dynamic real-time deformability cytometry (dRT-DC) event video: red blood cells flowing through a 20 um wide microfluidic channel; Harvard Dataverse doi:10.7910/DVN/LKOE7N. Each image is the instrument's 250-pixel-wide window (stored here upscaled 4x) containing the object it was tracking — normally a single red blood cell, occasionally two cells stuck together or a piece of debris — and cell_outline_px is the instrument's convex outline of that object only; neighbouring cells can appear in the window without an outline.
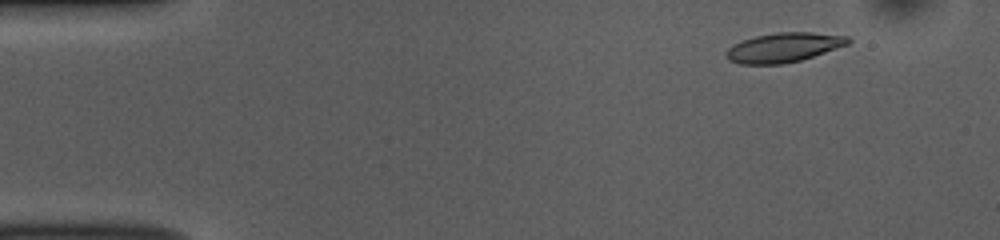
{"species": "common noctule bat (a hibernating species)", "species_latin": "Nyctalus noctula", "temperature_condition": "room temperature", "stored_images_in_passage": 51, "camera_frame_rate_fps": 3000, "um_per_image_px": 0.085, "animal": {"sex": "female", "body_mass_g": 10.0, "forearm_length_mm": 53.1}, "frame": {"image": 1, "passage_image": 5, "time_ms": 1.333, "image_size_px": [1000, 240], "cell_outline_px": [[852, 40], [848, 44], [800, 60], [784, 64], [740, 64], [728, 60], [724, 56], [724, 52], [732, 44], [740, 40], [756, 36], [776, 32], [812, 32], [848, 36]], "centroid_in_image_um": [66.55, 4.03], "position_along_channel_um": 18.5, "area_um2": 21.04}}
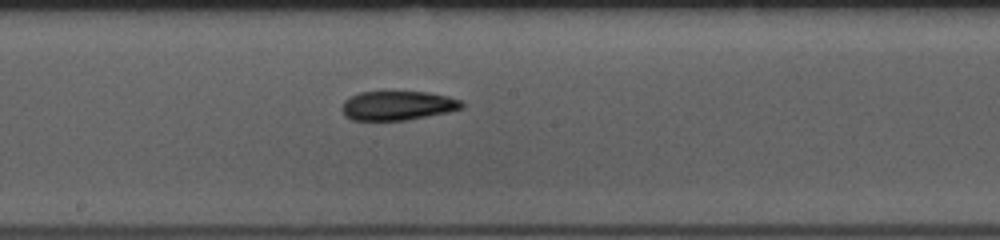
{"frame": {"image": 2, "passage_image": 27, "time_ms": 8.667, "image_size_px": [1000, 240], "cell_outline_px": [[464, 108], [448, 112], [404, 120], [352, 120], [344, 116], [340, 108], [344, 100], [348, 96], [360, 92], [428, 92], [448, 96], [460, 100], [464, 104]], "centroid_in_image_um": [33.76, 8.97], "position_along_channel_um": 214.4, "area_um2": 20.52}}
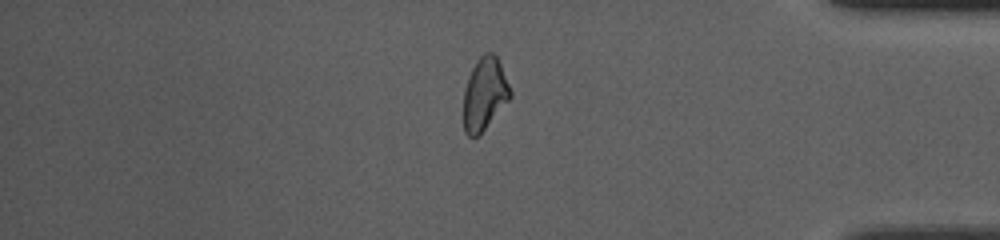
{"frame": {"image": 3, "passage_image": 43, "time_ms": 14.0, "image_size_px": [1000, 240], "cell_outline_px": [[512, 96], [480, 136], [468, 136], [464, 132], [464, 92], [468, 76], [476, 60], [484, 52], [492, 52], [496, 56], [500, 64], [512, 92]], "centroid_in_image_um": [41.19, 8.0], "position_along_channel_um": 394.0, "area_um2": 19.83}, "authors_computed_cell_mechanics": {"area_um2": 20.6346, "velocity_mm_per_s": 3.8791, "shape_relaxation_time_tau1_ms": null, "shape_relaxation_time_tau2_ms": 2.514, "deformation_change_tau1": null, "deformation_change_tau2": 0.0931}}